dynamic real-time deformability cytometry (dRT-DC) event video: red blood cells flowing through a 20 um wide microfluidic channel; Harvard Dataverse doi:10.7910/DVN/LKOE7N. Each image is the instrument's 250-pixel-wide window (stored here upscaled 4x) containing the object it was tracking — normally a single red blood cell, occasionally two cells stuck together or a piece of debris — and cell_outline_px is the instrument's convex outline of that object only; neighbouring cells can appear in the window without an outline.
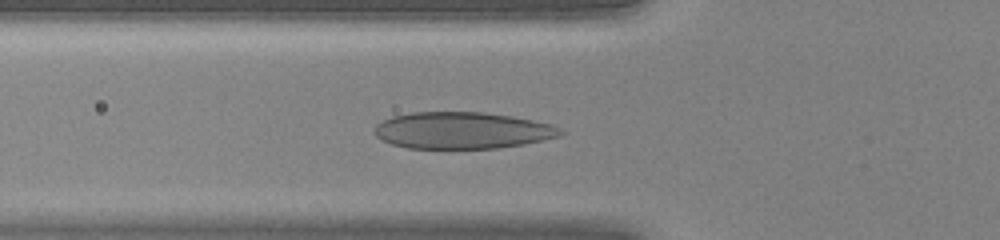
{"species": "human", "species_latin": "Homo sapiens", "temperature_condition": "warm", "stored_images_in_passage": 40, "camera_frame_rate_fps": 3000, "um_per_image_px": 0.085, "donor": {"sex": "female"}, "frame": {"image": 1, "passage_image": 12, "time_ms": 3.667, "image_size_px": [1000, 240], "cell_outline_px": [[568, 132], [560, 136], [544, 140], [524, 144], [500, 148], [408, 148], [392, 144], [376, 136], [376, 124], [392, 116], [412, 112], [484, 112], [512, 116], [552, 124]], "centroid_in_image_um": [39.36, 11.08], "position_along_channel_um": 86.4, "area_um2": 39.82}}
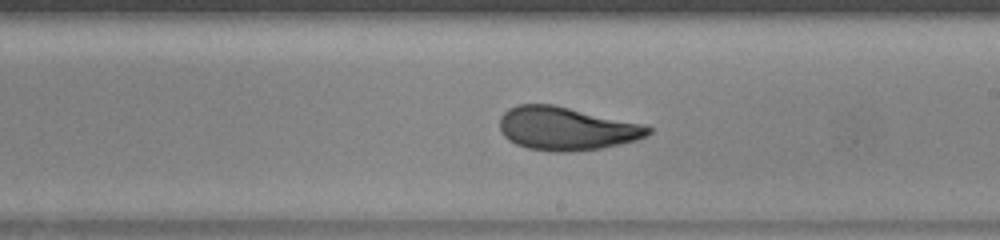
{"frame": {"image": 2, "passage_image": 22, "time_ms": 7.0, "image_size_px": [1000, 240], "cell_outline_px": [[652, 132], [648, 136], [636, 140], [620, 144], [600, 148], [564, 152], [556, 152], [528, 148], [516, 144], [508, 140], [500, 132], [500, 116], [508, 108], [516, 104], [552, 104], [648, 124], [652, 128]], "centroid_in_image_um": [48.17, 10.91], "position_along_channel_um": 240.8, "area_um2": 37.86}}
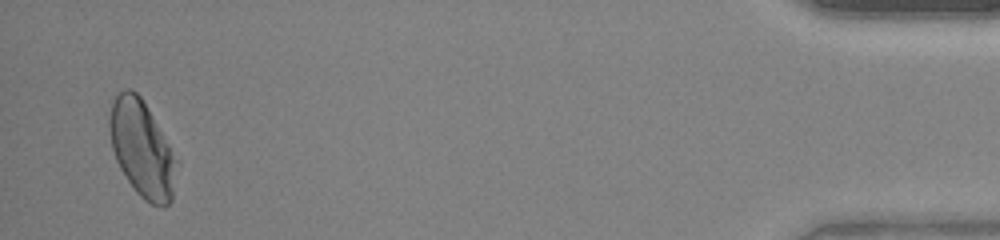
{"frame": {"image": 3, "passage_image": 39, "time_ms": 12.667, "image_size_px": [1000, 240], "cell_outline_px": [[180, 164], [172, 200], [168, 204], [152, 204], [144, 200], [136, 192], [120, 168], [116, 160], [112, 148], [108, 128], [108, 120], [112, 104], [116, 96], [124, 88], [132, 88], [140, 96]], "centroid_in_image_um": [12.07, 12.67], "position_along_channel_um": 423.1, "area_um2": 37.51}}